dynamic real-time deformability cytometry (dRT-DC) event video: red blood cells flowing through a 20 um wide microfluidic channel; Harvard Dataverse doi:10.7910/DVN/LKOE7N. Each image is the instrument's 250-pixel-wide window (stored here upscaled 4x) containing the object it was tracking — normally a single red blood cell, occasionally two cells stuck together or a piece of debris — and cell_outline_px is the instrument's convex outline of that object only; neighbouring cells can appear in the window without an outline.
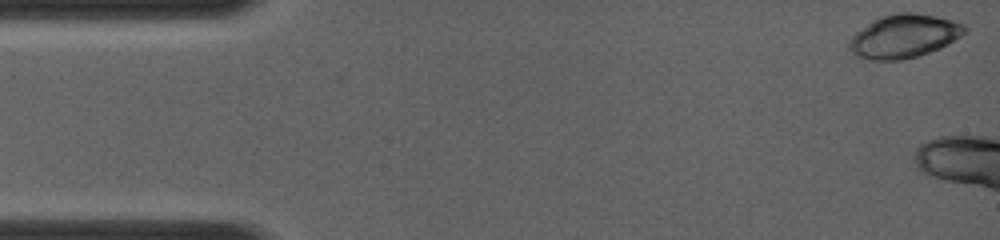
{"species": "common noctule bat (a hibernating species)", "species_latin": "Nyctalus noctula", "temperature_condition": "room temperature", "stored_images_in_passage": 14, "camera_frame_rate_fps": 4000, "um_per_image_px": 0.085, "animal": {"sex": "female", "body_mass_g": 19.0, "forearm_length_mm": 56.7}, "frame": {"image": 1, "passage_image": 1, "time_ms": 0.0, "image_size_px": [1000, 240], "cell_outline_px": [[968, 28], [960, 36], [948, 44], [940, 48], [916, 56], [900, 60], [872, 60], [856, 56], [848, 48], [848, 40], [856, 32], [872, 20], [880, 16], [892, 12], [916, 12], [936, 16], [952, 20], [964, 24]], "centroid_in_image_um": [76.81, 3.05], "position_along_channel_um": 8.2, "area_um2": 29.36}}